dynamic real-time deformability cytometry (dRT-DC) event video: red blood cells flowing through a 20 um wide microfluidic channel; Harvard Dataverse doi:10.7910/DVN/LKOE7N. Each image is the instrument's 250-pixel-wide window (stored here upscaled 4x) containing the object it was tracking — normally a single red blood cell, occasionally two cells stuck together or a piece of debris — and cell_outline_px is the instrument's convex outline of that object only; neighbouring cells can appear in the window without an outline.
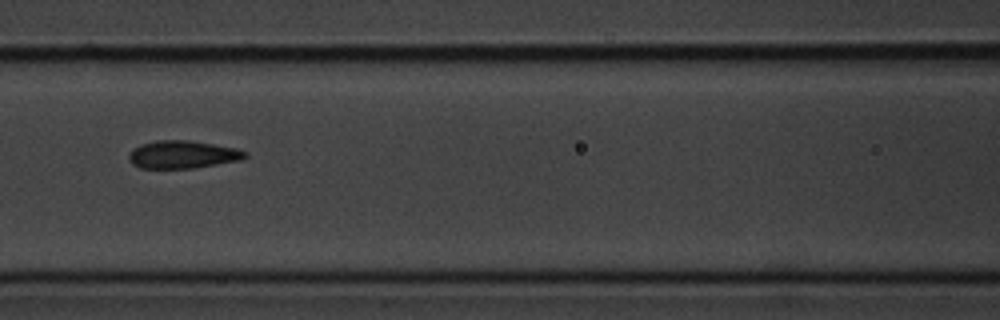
{"species": "common noctule bat (a hibernating species)", "species_latin": "Nyctalus noctula", "temperature_condition": "cold", "stored_images_in_passage": 11, "camera_frame_rate_fps": 3000, "um_per_image_px": 0.085, "animal": {"sex": "male", "body_mass_g": 20.1, "forearm_length_mm": 53.5}, "frame": {"image": 1, "passage_image": 7, "time_ms": 7.667, "image_size_px": [1000, 320], "cell_outline_px": [[248, 156], [240, 160], [192, 168], [140, 168], [132, 164], [128, 160], [128, 152], [132, 148], [140, 144], [156, 140], [188, 140], [236, 148], [248, 152]], "centroid_in_image_um": [15.47, 13.13], "position_along_channel_um": 151.1, "area_um2": 18.9}}
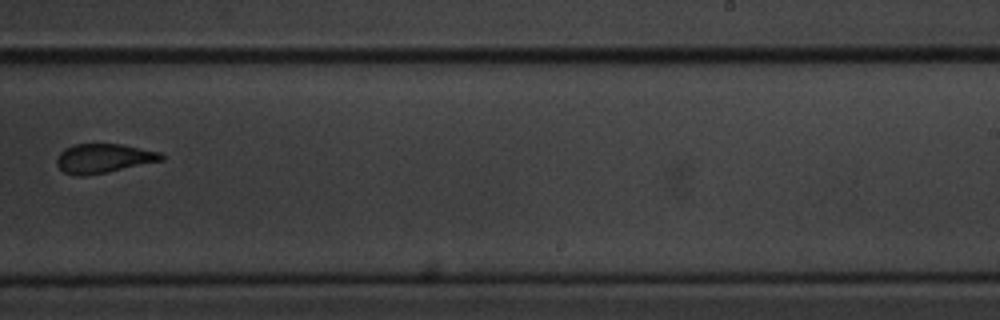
{"frame": {"image": 2, "passage_image": 10, "time_ms": 11.333, "image_size_px": [1000, 320], "cell_outline_px": [[164, 160], [84, 176], [76, 176], [64, 172], [56, 164], [56, 160], [60, 152], [64, 148], [76, 144], [124, 144], [160, 152], [164, 156]], "centroid_in_image_um": [8.79, 13.45], "position_along_channel_um": 280.2, "area_um2": 17.69}}
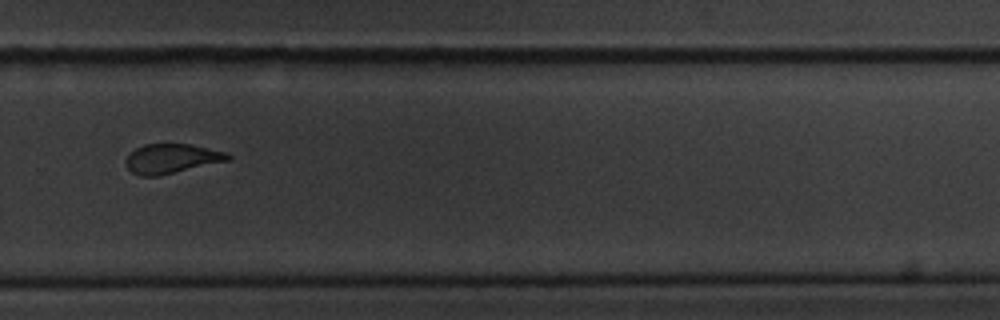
{"frame": {"image": 3, "passage_image": 11, "time_ms": 12.333, "image_size_px": [1000, 320], "cell_outline_px": [[232, 156], [228, 160], [156, 176], [140, 176], [132, 172], [124, 164], [124, 160], [136, 148], [144, 144], [192, 144], [228, 152]], "centroid_in_image_um": [14.57, 13.47], "position_along_channel_um": 315.2, "area_um2": 17.4}}